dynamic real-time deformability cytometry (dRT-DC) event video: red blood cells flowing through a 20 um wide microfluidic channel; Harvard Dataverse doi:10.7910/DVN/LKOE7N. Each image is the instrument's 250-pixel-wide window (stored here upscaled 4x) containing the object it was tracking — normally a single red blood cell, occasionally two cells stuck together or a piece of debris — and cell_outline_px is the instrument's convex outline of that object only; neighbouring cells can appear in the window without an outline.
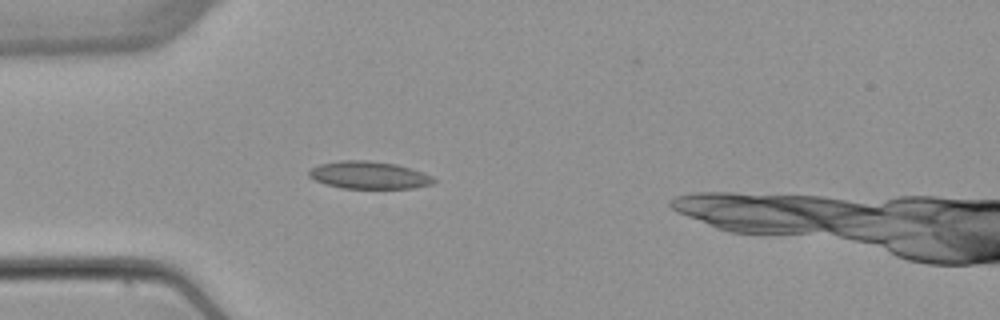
{"species": "common noctule bat (a hibernating species)", "species_latin": "Nyctalus noctula", "temperature_condition": "warm", "stored_images_in_passage": 3, "camera_frame_rate_fps": 3000, "um_per_image_px": 0.085, "animal": {"sex": "female", "body_mass_g": 22.7, "forearm_length_mm": 54.2}, "frame": {"image": 1, "passage_image": 3, "time_ms": 3.333, "image_size_px": [1000, 320], "cell_outline_px": [[436, 180], [432, 184], [412, 188], [340, 188], [324, 184], [308, 176], [308, 172], [312, 168], [320, 164], [340, 160], [368, 160], [396, 164], [424, 172], [432, 176]], "centroid_in_image_um": [31.36, 14.88], "position_along_channel_um": 53.6, "area_um2": 20.0}}